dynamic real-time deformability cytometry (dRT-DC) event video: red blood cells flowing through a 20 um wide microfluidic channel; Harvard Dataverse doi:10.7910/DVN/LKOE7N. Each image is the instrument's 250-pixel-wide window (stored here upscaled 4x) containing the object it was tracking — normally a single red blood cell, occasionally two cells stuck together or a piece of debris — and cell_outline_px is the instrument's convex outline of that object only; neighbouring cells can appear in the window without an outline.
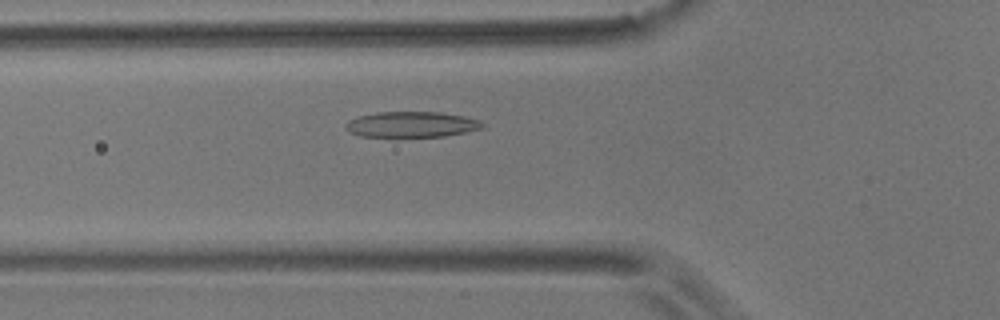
{"species": "common noctule bat (a hibernating species)", "species_latin": "Nyctalus noctula", "temperature_condition": "room temperature", "stored_images_in_passage": 52, "camera_frame_rate_fps": 3000, "um_per_image_px": 0.085, "animal": {"sex": "male", "body_mass_g": 17.9}, "frame": {"image": 1, "passage_image": 15, "time_ms": 4.667, "image_size_px": [1000, 320], "cell_outline_px": [[484, 128], [444, 136], [396, 140], [392, 140], [360, 136], [348, 132], [344, 128], [344, 124], [348, 120], [360, 116], [376, 112], [440, 112], [464, 116], [480, 120], [484, 124]], "centroid_in_image_um": [34.9, 10.63], "position_along_channel_um": 90.9, "area_um2": 21.68}}
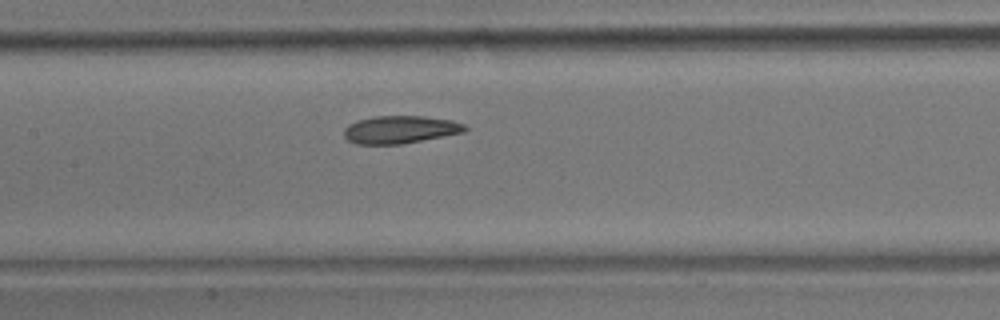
{"frame": {"image": 2, "passage_image": 22, "time_ms": 7.0, "image_size_px": [1000, 320], "cell_outline_px": [[468, 128], [464, 132], [400, 144], [356, 144], [348, 140], [344, 136], [344, 128], [348, 124], [356, 120], [372, 116], [424, 116], [448, 120], [464, 124]], "centroid_in_image_um": [33.95, 11.01], "position_along_channel_um": 173.4, "area_um2": 19.42}}
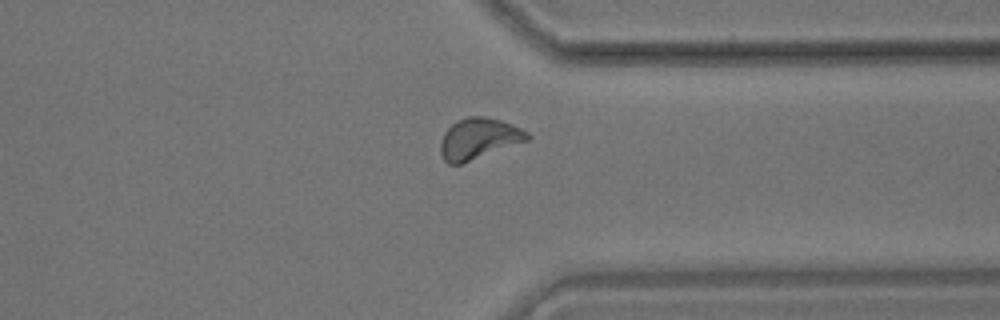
{"frame": {"image": 3, "passage_image": 39, "time_ms": 12.667, "image_size_px": [1000, 320], "cell_outline_px": [[532, 136], [528, 140], [460, 164], [448, 164], [444, 160], [440, 152], [440, 144], [444, 132], [456, 120], [468, 116], [484, 116], [500, 120], [512, 124], [528, 132]], "centroid_in_image_um": [40.68, 11.77], "position_along_channel_um": 370.7, "area_um2": 20.63}, "authors_computed_cell_mechanics": {"area_um2": 19.9699, "velocity_mm_per_s": 3.5165, "shape_relaxation_time_tau1_ms": 4.6059, "shape_relaxation_time_tau2_ms": 3.2341, "deformation_change_tau1": 0.1433, "deformation_change_tau2": 0.0956}}